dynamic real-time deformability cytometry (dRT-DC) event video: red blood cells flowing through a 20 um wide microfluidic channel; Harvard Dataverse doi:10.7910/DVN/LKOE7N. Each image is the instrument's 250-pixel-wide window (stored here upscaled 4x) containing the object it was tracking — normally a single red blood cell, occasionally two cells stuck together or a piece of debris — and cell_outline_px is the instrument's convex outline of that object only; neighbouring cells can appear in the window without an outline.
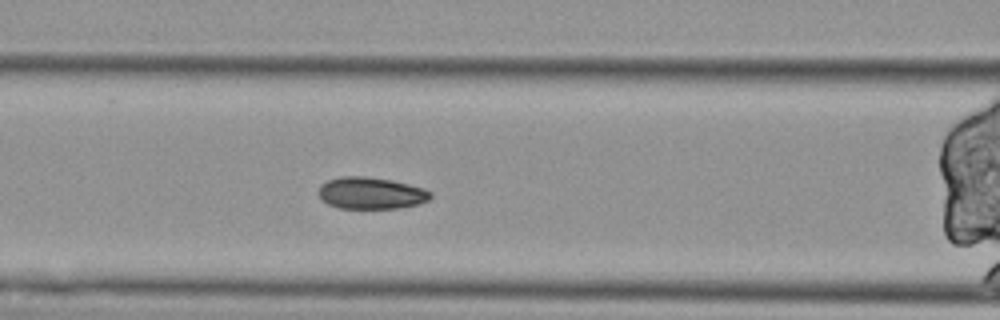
{"species": "Egyptian fruit bat (a non-hibernating species)", "species_latin": "Rousettus aegyptiacus", "temperature_condition": "cold", "stored_images_in_passage": 50, "segment_of_instrument_passage": [2, 2], "camera_frame_rate_fps": 3000, "um_per_image_px": 0.085, "animal": {"sex": "female"}, "frame": {"image": 1, "passage_image": 21, "time_ms": 6.667, "image_size_px": [1000, 320], "cell_outline_px": [[432, 196], [428, 200], [420, 204], [396, 208], [340, 208], [328, 204], [320, 200], [320, 184], [328, 180], [340, 176], [364, 176], [392, 180], [424, 188], [432, 192]], "centroid_in_image_um": [31.54, 16.41], "position_along_channel_um": 135.1, "area_um2": 20.81}}
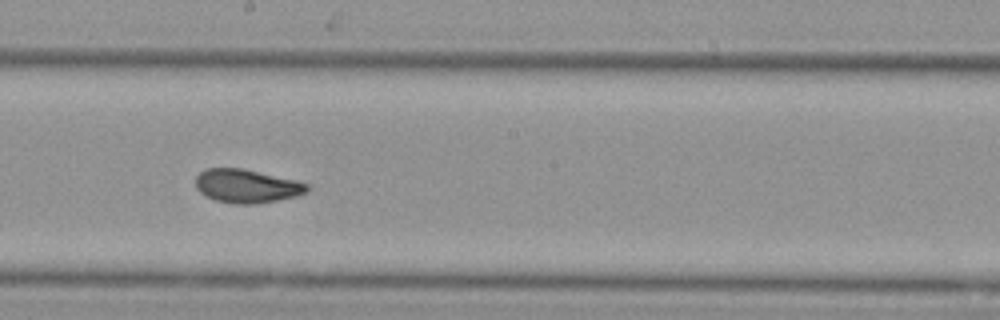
{"frame": {"image": 2, "passage_image": 29, "time_ms": 9.333, "image_size_px": [1000, 320], "cell_outline_px": [[312, 188], [308, 192], [296, 196], [256, 204], [236, 204], [216, 200], [200, 192], [196, 188], [196, 176], [204, 168], [240, 168], [296, 180], [308, 184]], "centroid_in_image_um": [20.99, 15.81], "position_along_channel_um": 227.2, "area_um2": 21.73}}
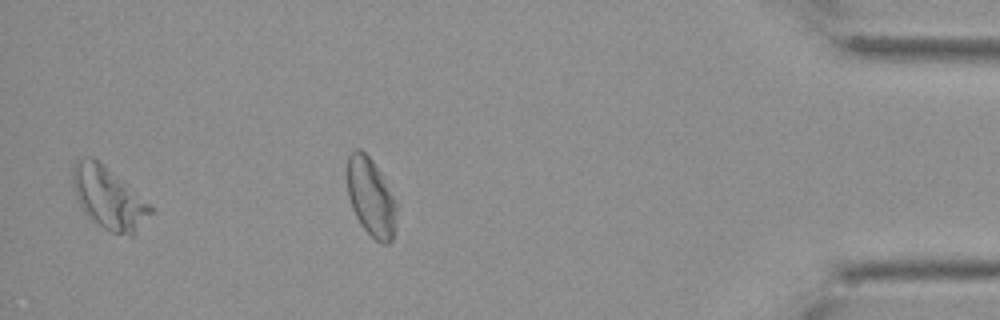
{"frame": {"image": 3, "passage_image": 48, "time_ms": 15.667, "image_size_px": [1000, 320], "cell_outline_px": [[156, 208], [136, 232], [132, 236], [112, 232], [104, 228], [88, 216], [80, 204], [72, 184], [72, 168], [76, 160], [88, 156], [92, 156], [100, 160]], "centroid_in_image_um": [9.26, 16.78], "position_along_channel_um": 425.9, "area_um2": 28.15}}